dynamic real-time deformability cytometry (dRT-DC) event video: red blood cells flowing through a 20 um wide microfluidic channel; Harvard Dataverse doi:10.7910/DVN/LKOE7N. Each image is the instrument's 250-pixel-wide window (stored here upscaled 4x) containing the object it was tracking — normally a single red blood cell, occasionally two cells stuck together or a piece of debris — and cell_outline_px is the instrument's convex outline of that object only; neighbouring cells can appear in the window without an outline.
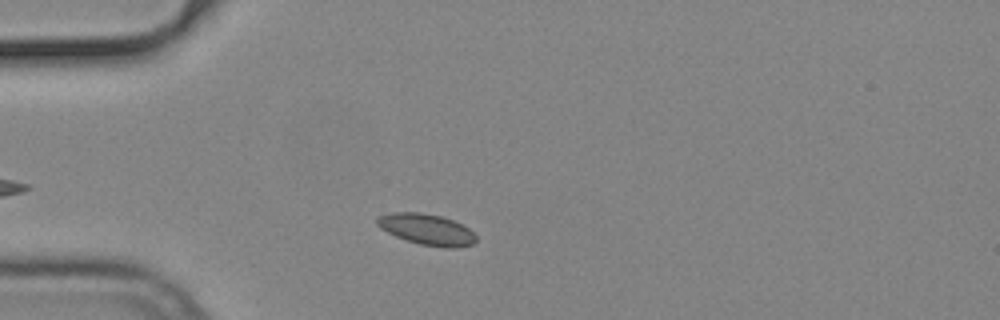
{"species": "common noctule bat (a hibernating species)", "species_latin": "Nyctalus noctula", "temperature_condition": "cold", "stored_images_in_passage": 41, "camera_frame_rate_fps": 3000, "um_per_image_px": 0.085, "animal": {"sex": "male", "body_mass_g": 19.2, "forearm_length_mm": 51.8}, "frame": {"image": 1, "passage_image": 6, "time_ms": 1.667, "image_size_px": [1000, 320], "cell_outline_px": [[476, 240], [472, 244], [456, 248], [444, 248], [420, 244], [396, 236], [380, 228], [376, 224], [376, 220], [380, 216], [392, 212], [420, 212], [440, 216], [452, 220], [468, 228], [476, 236]], "centroid_in_image_um": [36.27, 19.5], "position_along_channel_um": 48.7, "area_um2": 17.69}}
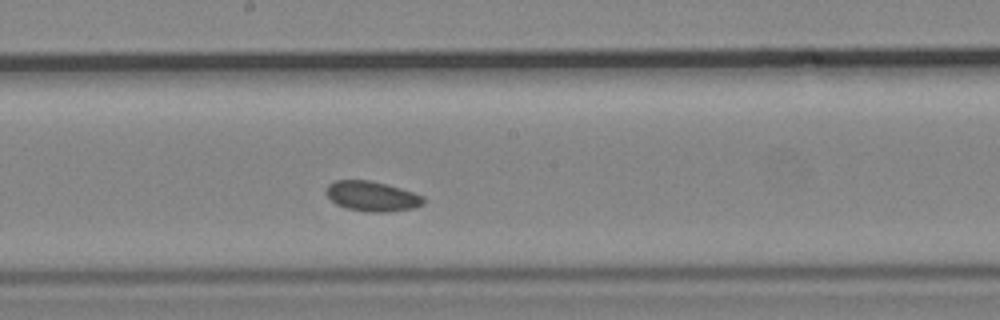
{"frame": {"image": 2, "passage_image": 21, "time_ms": 6.667, "image_size_px": [1000, 320], "cell_outline_px": [[424, 204], [412, 208], [384, 212], [368, 212], [348, 208], [336, 204], [328, 196], [328, 184], [336, 180], [368, 180], [400, 188], [424, 196]], "centroid_in_image_um": [31.64, 16.68], "position_along_channel_um": 216.6, "area_um2": 16.65}}
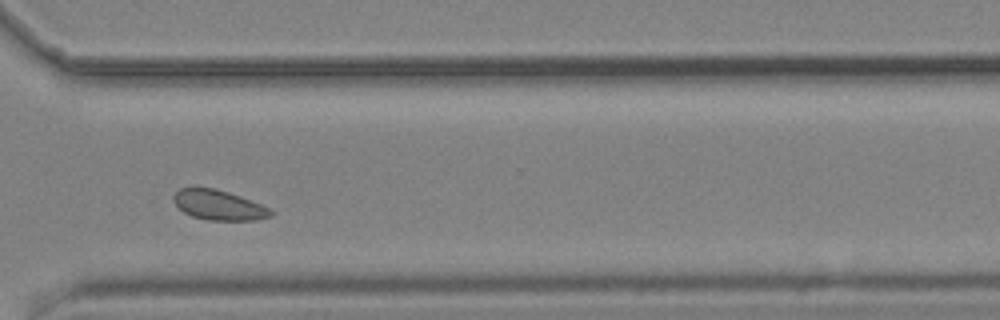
{"frame": {"image": 3, "passage_image": 32, "time_ms": 10.333, "image_size_px": [1000, 320], "cell_outline_px": [[272, 216], [256, 220], [208, 220], [192, 216], [184, 212], [172, 200], [172, 196], [180, 188], [192, 184], [212, 188], [228, 192], [240, 196], [260, 204], [268, 208], [272, 212]], "centroid_in_image_um": [18.52, 17.39], "position_along_channel_um": 352.1, "area_um2": 17.17}, "authors_computed_cell_mechanics": {"area_um2": 17.1666, "velocity_mm_per_s": 3.6994, "shape_relaxation_time_tau1_ms": null, "shape_relaxation_time_tau2_ms": 8.0575, "deformation_change_tau1": null, "deformation_change_tau2": 0.104}}